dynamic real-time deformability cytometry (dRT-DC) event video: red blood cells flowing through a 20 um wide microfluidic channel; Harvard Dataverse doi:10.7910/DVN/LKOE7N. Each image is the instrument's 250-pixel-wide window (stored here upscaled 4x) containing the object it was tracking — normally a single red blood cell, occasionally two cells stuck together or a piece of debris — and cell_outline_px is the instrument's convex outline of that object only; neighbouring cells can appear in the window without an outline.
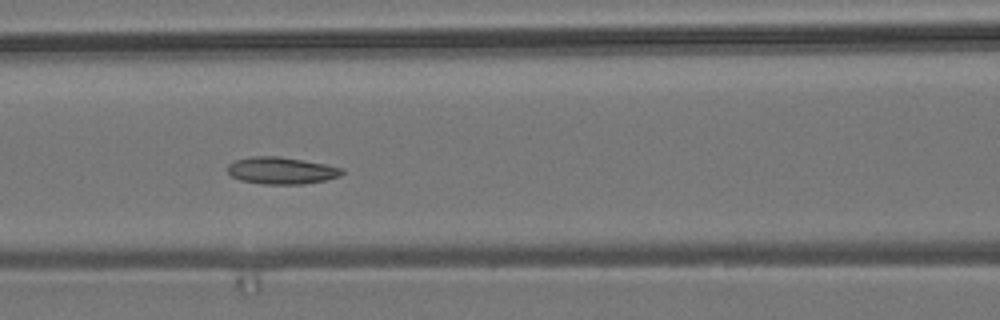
{"species": "common noctule bat (a hibernating species)", "species_latin": "Nyctalus noctula", "temperature_condition": "room temperature", "stored_images_in_passage": 9, "camera_frame_rate_fps": 3000, "um_per_image_px": 0.085, "animal": {"sex": "male", "body_mass_g": 19.2, "forearm_length_mm": 51.8}, "frame": {"image": 1, "passage_image": 6, "time_ms": 5.667, "image_size_px": [1000, 320], "cell_outline_px": [[344, 172], [340, 176], [324, 180], [304, 184], [264, 184], [240, 180], [232, 176], [228, 172], [228, 164], [236, 160], [252, 156], [276, 156], [324, 164], [344, 168]], "centroid_in_image_um": [23.92, 14.5], "position_along_channel_um": 142.7, "area_um2": 17.8}}
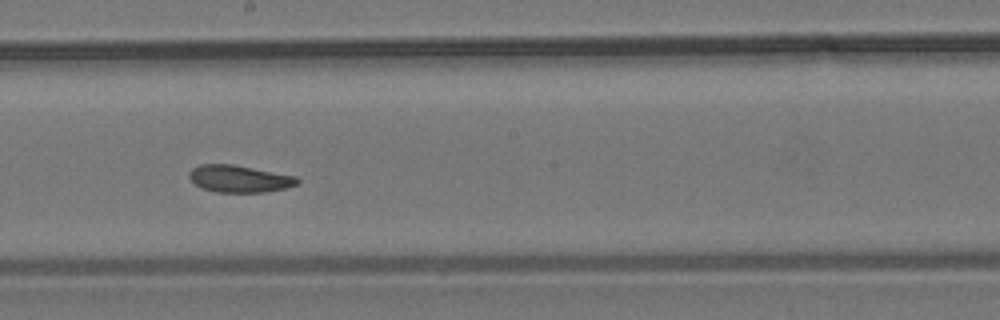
{"frame": {"image": 2, "passage_image": 8, "time_ms": 8.0, "image_size_px": [1000, 320], "cell_outline_px": [[300, 180], [296, 184], [288, 188], [264, 192], [216, 192], [200, 188], [188, 176], [188, 172], [192, 168], [200, 164], [232, 164], [296, 176]], "centroid_in_image_um": [20.33, 15.19], "position_along_channel_um": 227.9, "area_um2": 17.11}}
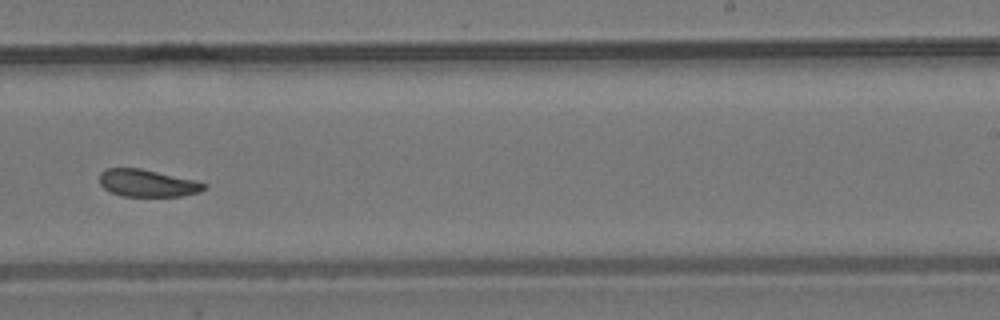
{"frame": {"image": 3, "passage_image": 9, "time_ms": 9.333, "image_size_px": [1000, 320], "cell_outline_px": [[208, 188], [200, 192], [180, 196], [120, 196], [108, 192], [100, 184], [100, 172], [108, 168], [140, 168], [196, 180], [208, 184]], "centroid_in_image_um": [12.55, 15.57], "position_along_channel_um": 276.5, "area_um2": 16.82}}